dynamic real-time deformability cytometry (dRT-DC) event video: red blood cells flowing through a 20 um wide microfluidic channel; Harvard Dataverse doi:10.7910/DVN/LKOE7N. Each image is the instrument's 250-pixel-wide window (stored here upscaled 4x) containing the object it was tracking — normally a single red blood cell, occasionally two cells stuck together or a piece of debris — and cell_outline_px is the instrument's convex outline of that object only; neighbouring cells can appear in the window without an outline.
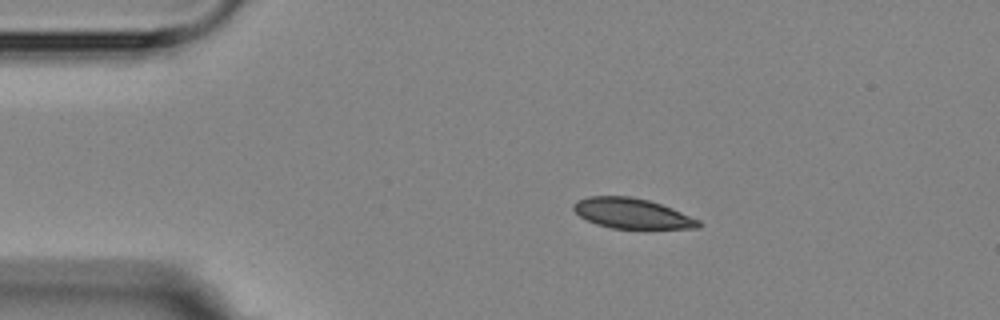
{"species": "Egyptian fruit bat (a non-hibernating species)", "species_latin": "Rousettus aegyptiacus", "temperature_condition": "room temperature", "stored_images_in_passage": 9, "camera_frame_rate_fps": 3000, "um_per_image_px": 0.085, "animal": {"sex": "female"}, "frame": {"image": 1, "passage_image": 1, "time_ms": 0.0, "image_size_px": [1000, 320], "cell_outline_px": [[700, 228], [612, 228], [596, 224], [580, 216], [572, 208], [572, 204], [576, 200], [588, 196], [632, 196], [648, 200], [672, 208], [700, 220]], "centroid_in_image_um": [53.69, 18.13], "position_along_channel_um": 31.3, "area_um2": 21.91}}
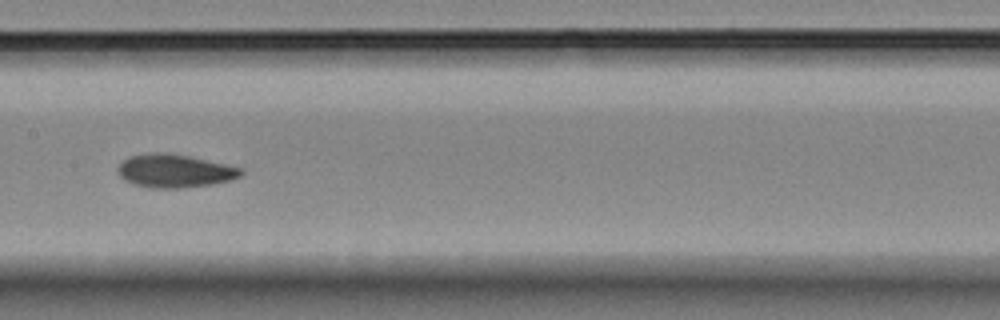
{"frame": {"image": 2, "passage_image": 6, "time_ms": 5.667, "image_size_px": [1000, 320], "cell_outline_px": [[244, 172], [240, 176], [228, 180], [212, 184], [180, 188], [148, 188], [124, 180], [116, 172], [116, 168], [128, 156], [152, 152], [168, 152], [188, 156], [244, 168]], "centroid_in_image_um": [14.81, 14.52], "position_along_channel_um": 192.6, "area_um2": 23.93}}
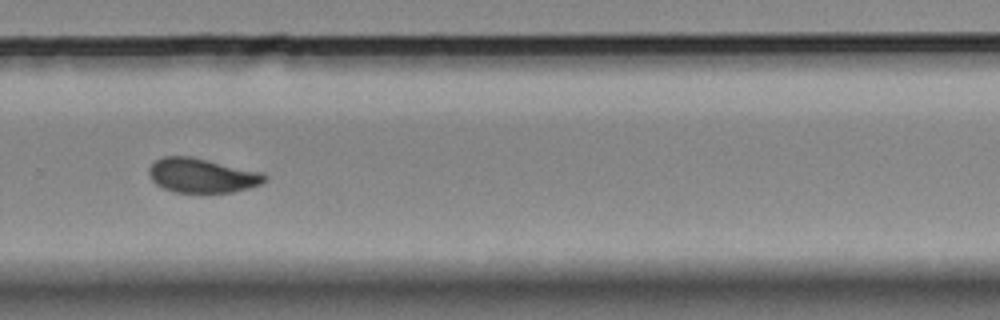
{"frame": {"image": 3, "passage_image": 9, "time_ms": 9.0, "image_size_px": [1000, 320], "cell_outline_px": [[268, 180], [264, 184], [232, 192], [176, 192], [164, 188], [156, 184], [152, 180], [148, 172], [148, 168], [156, 160], [164, 156], [192, 156], [264, 172], [268, 176]], "centroid_in_image_um": [17.23, 14.9], "position_along_channel_um": 312.6, "area_um2": 23.47}}